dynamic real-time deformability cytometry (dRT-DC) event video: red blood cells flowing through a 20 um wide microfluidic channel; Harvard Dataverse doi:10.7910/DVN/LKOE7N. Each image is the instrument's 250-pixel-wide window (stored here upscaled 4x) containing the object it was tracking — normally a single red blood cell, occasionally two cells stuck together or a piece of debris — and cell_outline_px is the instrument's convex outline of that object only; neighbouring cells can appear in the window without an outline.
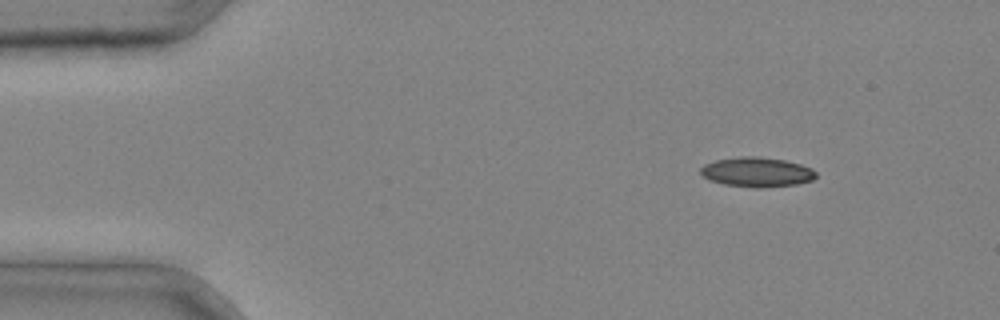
{"species": "common noctule bat (a hibernating species)", "species_latin": "Nyctalus noctula", "temperature_condition": "cold", "stored_images_in_passage": 2, "camera_frame_rate_fps": 3000, "um_per_image_px": 0.085, "animal": {"sex": "male", "body_mass_g": 20.4}, "frame": {"image": 1, "passage_image": 1, "time_ms": 0.0, "image_size_px": [1000, 320], "cell_outline_px": [[816, 176], [812, 180], [796, 184], [756, 188], [724, 184], [708, 180], [700, 172], [700, 168], [704, 164], [716, 160], [740, 156], [760, 156], [784, 160], [800, 164], [812, 168], [816, 172]], "centroid_in_image_um": [64.32, 14.62], "position_along_channel_um": 20.7, "area_um2": 19.94}}